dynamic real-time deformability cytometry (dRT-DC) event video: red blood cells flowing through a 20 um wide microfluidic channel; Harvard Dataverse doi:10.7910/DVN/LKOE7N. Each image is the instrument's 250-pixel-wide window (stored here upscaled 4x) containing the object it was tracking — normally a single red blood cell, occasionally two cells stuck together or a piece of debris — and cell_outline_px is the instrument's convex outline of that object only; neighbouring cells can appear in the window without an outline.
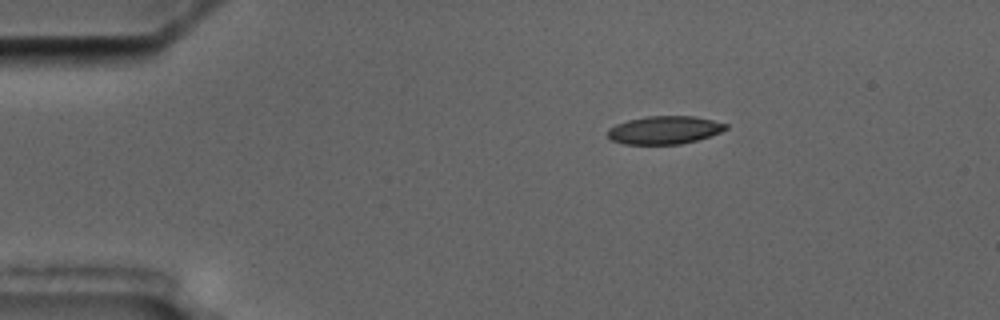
{"species": "common noctule bat (a hibernating species)", "species_latin": "Nyctalus noctula", "temperature_condition": "cold", "stored_images_in_passage": 4, "camera_frame_rate_fps": 3000, "um_per_image_px": 0.085, "animal": {"sex": "male", "body_mass_g": 17.5, "forearm_length_mm": 52.3}, "frame": {"image": 1, "passage_image": 2, "time_ms": 1.0, "image_size_px": [1000, 320], "cell_outline_px": [[728, 128], [720, 132], [696, 140], [680, 144], [624, 144], [612, 140], [608, 136], [608, 128], [616, 124], [628, 120], [648, 116], [696, 116], [728, 124]], "centroid_in_image_um": [56.47, 11.05], "position_along_channel_um": 28.5, "area_um2": 19.19}}